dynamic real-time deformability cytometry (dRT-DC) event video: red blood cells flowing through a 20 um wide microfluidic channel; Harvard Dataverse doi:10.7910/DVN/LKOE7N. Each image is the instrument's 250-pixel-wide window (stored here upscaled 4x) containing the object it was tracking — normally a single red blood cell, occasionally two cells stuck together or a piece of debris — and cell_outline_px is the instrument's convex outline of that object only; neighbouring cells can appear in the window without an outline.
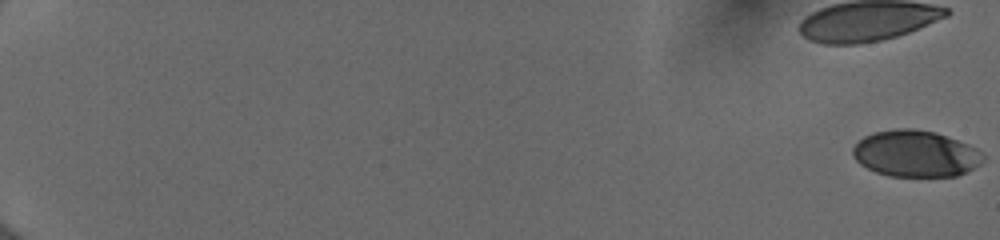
{"species": "human", "species_latin": "Homo sapiens", "temperature_condition": "cold", "stored_images_in_passage": 55, "camera_frame_rate_fps": 3000, "um_per_image_px": 0.085, "donor": {"sex": "female"}, "frame": {"image": 1, "passage_image": 1, "time_ms": 0.0, "image_size_px": [1000, 240], "cell_outline_px": [[984, 160], [980, 164], [956, 176], [888, 176], [876, 172], [860, 164], [852, 156], [852, 148], [864, 136], [872, 132], [896, 128], [912, 128], [936, 132], [968, 144], [976, 148], [984, 156]], "centroid_in_image_um": [77.79, 13.05], "position_along_channel_um": 7.2, "area_um2": 35.32}}
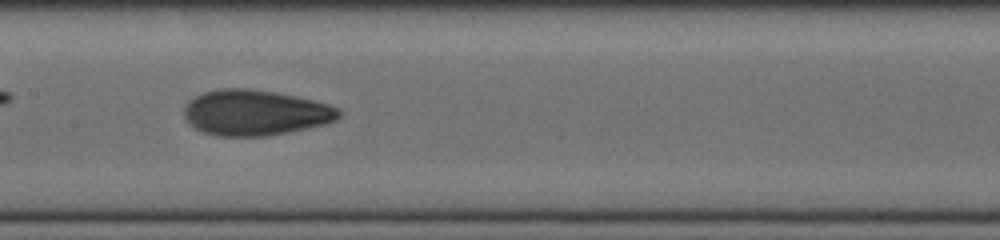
{"frame": {"image": 2, "passage_image": 32, "time_ms": 10.333, "image_size_px": [1000, 240], "cell_outline_px": [[340, 116], [336, 120], [328, 124], [308, 128], [264, 136], [216, 136], [204, 132], [196, 128], [184, 116], [184, 108], [188, 100], [204, 92], [220, 88], [248, 88], [276, 92], [296, 96], [328, 104], [340, 108]], "centroid_in_image_um": [21.71, 9.57], "position_along_channel_um": 185.7, "area_um2": 41.1}}
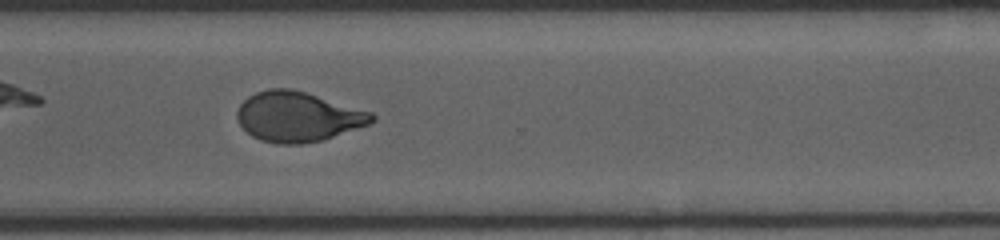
{"frame": {"image": 3, "passage_image": 44, "time_ms": 14.333, "image_size_px": [1000, 240], "cell_outline_px": [[376, 120], [368, 124], [324, 140], [300, 144], [276, 144], [260, 140], [252, 136], [240, 124], [236, 116], [236, 112], [240, 104], [248, 96], [256, 92], [268, 88], [292, 88], [372, 112], [376, 116]], "centroid_in_image_um": [25.31, 9.92], "position_along_channel_um": 345.3, "area_um2": 39.25}, "authors_computed_cell_mechanics": {"area_um2": 38.7838, "velocity_mm_per_s": 4.0042, "shape_relaxation_time_tau1_ms": 4.7432, "shape_relaxation_time_tau2_ms": 1.4429, "deformation_change_tau1": 0.1799, "deformation_change_tau2": 0.0655}}